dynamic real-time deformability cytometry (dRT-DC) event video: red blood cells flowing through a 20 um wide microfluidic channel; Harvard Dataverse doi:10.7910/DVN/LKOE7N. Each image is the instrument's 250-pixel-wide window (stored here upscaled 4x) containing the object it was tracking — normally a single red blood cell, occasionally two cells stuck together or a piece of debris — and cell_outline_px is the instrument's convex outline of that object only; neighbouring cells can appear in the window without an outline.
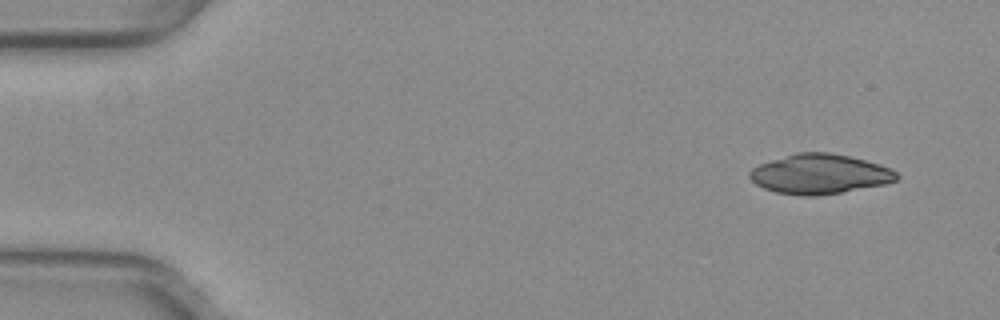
{"species": "common noctule bat (a hibernating species)", "species_latin": "Nyctalus noctula", "temperature_condition": "warm", "stored_images_in_passage": 7, "camera_frame_rate_fps": 3000, "um_per_image_px": 0.085, "animal": {"sex": "female", "body_mass_g": 29.2, "forearm_length_mm": 56.3}, "frame": {"image": 1, "passage_image": 1, "time_ms": 0.0, "image_size_px": [1000, 320], "cell_outline_px": [[900, 176], [896, 180], [884, 184], [840, 192], [816, 196], [804, 196], [776, 192], [764, 188], [756, 184], [748, 176], [748, 172], [752, 168], [760, 164], [796, 152], [828, 152], [848, 156], [864, 160], [888, 168], [896, 172]], "centroid_in_image_um": [69.63, 14.79], "position_along_channel_um": 15.4, "area_um2": 33.64}}